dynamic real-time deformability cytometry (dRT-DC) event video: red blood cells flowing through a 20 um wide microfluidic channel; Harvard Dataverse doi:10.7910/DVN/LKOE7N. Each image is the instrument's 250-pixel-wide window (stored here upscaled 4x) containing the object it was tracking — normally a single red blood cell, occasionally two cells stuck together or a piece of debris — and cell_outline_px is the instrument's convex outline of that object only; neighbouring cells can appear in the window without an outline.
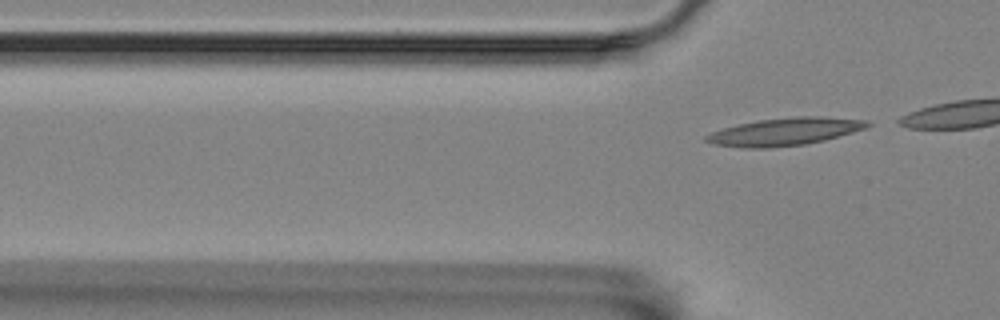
{"species": "Egyptian fruit bat (a non-hibernating species)", "species_latin": "Rousettus aegyptiacus", "temperature_condition": "room temperature", "stored_images_in_passage": 5, "camera_frame_rate_fps": 3000, "um_per_image_px": 0.085, "animal": {"sex": "female"}, "frame": {"image": 1, "passage_image": 5, "time_ms": 1.333, "image_size_px": [1000, 320], "cell_outline_px": [[872, 124], [864, 128], [852, 132], [824, 140], [804, 144], [768, 148], [744, 148], [716, 144], [704, 140], [704, 136], [712, 132], [724, 128], [740, 124], [760, 120], [796, 116], [820, 116], [868, 120]], "centroid_in_image_um": [66.72, 11.19], "position_along_channel_um": 59.1, "area_um2": 25.61}}